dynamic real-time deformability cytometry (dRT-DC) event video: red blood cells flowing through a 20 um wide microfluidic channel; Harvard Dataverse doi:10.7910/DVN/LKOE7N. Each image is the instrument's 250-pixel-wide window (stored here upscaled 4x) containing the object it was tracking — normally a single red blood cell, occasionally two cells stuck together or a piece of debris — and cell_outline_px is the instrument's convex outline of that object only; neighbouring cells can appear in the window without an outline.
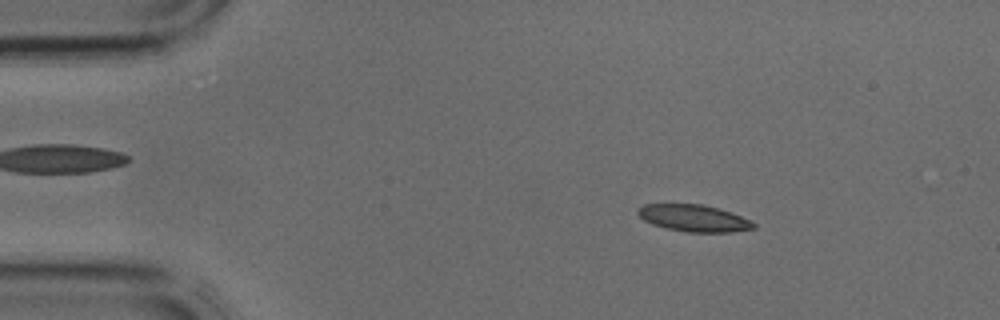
{"species": "common noctule bat (a hibernating species)", "species_latin": "Nyctalus noctula", "temperature_condition": "cold", "stored_images_in_passage": 4, "camera_frame_rate_fps": 3000, "um_per_image_px": 0.085, "animal": {"sex": "male", "body_mass_g": 17.9, "forearm_length_mm": 54.2}, "frame": {"image": 1, "passage_image": 2, "time_ms": 0.333, "image_size_px": [1000, 320], "cell_outline_px": [[756, 228], [732, 232], [688, 232], [668, 228], [652, 224], [644, 220], [636, 212], [636, 208], [644, 204], [704, 204], [752, 220], [756, 224]], "centroid_in_image_um": [58.97, 18.54], "position_along_channel_um": 26.0, "area_um2": 18.03}}
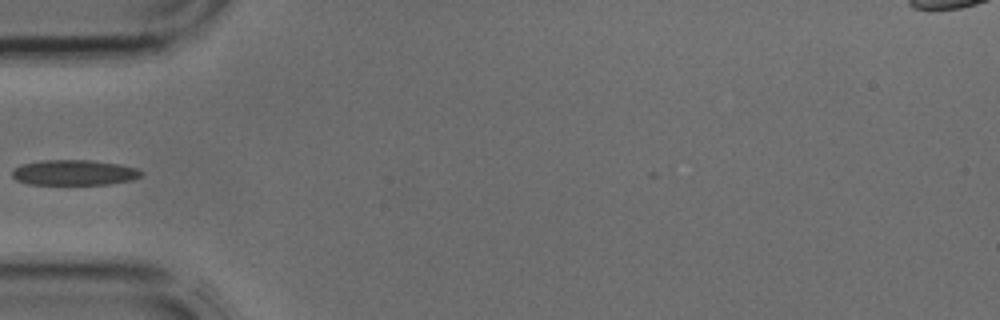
{"frame": {"image": 2, "passage_image": 4, "time_ms": 1.0, "image_size_px": [1000, 320], "cell_outline_px": [[144, 172], [140, 176], [132, 180], [108, 184], [28, 184], [16, 180], [12, 176], [12, 168], [20, 164], [40, 160], [92, 160], [120, 164], [136, 168]], "centroid_in_image_um": [6.27, 14.66], "position_along_channel_um": 78.7, "area_um2": 19.25}}